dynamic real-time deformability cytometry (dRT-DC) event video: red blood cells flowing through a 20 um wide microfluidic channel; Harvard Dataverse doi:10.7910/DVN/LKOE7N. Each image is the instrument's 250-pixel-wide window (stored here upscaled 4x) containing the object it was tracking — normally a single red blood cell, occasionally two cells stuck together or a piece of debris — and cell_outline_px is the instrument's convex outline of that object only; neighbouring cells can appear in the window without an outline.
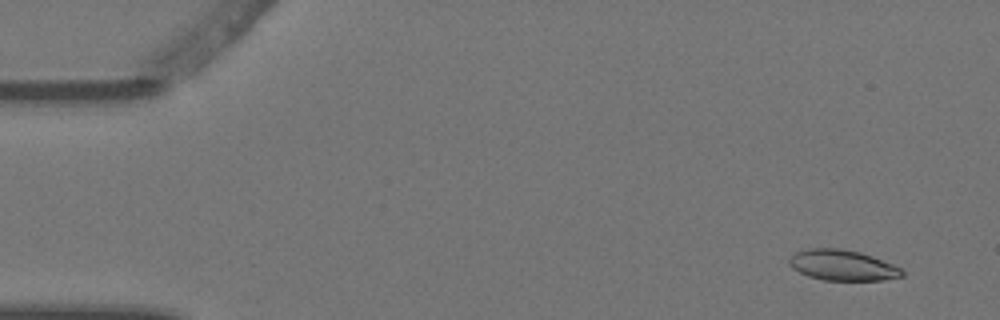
{"species": "Egyptian fruit bat (a non-hibernating species)", "species_latin": "Rousettus aegyptiacus", "temperature_condition": "warm", "stored_images_in_passage": 5, "segment_of_instrument_passage": [2, 2], "camera_frame_rate_fps": 3000, "um_per_image_px": 0.085, "animal": {"sex": "female"}, "frame": {"image": 1, "passage_image": 5, "time_ms": 1.333, "image_size_px": [1000, 320], "cell_outline_px": [[904, 276], [884, 280], [824, 280], [808, 276], [792, 268], [788, 264], [788, 260], [796, 252], [808, 248], [844, 248], [860, 252], [872, 256], [892, 264], [900, 268], [904, 272]], "centroid_in_image_um": [71.6, 22.54], "position_along_channel_um": 13.4, "area_um2": 20.17}}